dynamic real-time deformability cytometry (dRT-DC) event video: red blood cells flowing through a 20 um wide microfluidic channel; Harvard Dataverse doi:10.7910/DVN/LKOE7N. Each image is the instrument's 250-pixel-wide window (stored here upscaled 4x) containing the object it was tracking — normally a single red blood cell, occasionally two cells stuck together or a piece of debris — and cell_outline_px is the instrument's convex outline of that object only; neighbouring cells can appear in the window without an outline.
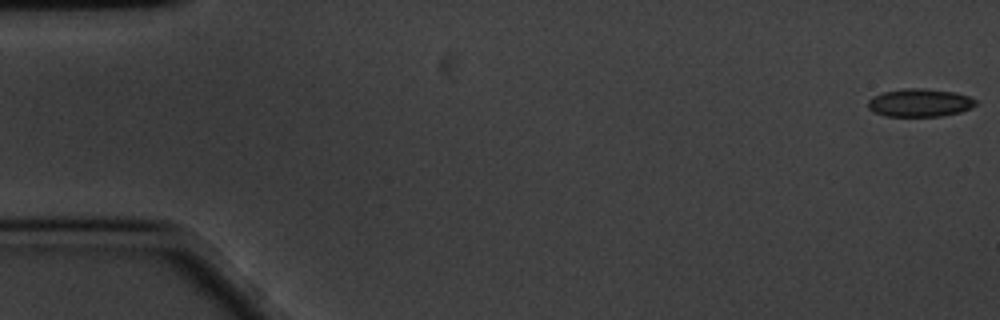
{"species": "common noctule bat (a hibernating species)", "species_latin": "Nyctalus noctula", "temperature_condition": "cold", "stored_images_in_passage": 59, "camera_frame_rate_fps": 3000, "um_per_image_px": 0.085, "animal": {"sex": "male", "body_mass_g": 20.1, "forearm_length_mm": 53.5}, "frame": {"image": 1, "passage_image": 1, "time_ms": 0.0, "image_size_px": [1000, 320], "cell_outline_px": [[976, 104], [960, 112], [940, 116], [884, 116], [872, 112], [868, 108], [868, 100], [872, 96], [884, 92], [904, 88], [924, 88], [956, 92], [968, 96], [976, 100]], "centroid_in_image_um": [78.13, 8.73], "position_along_channel_um": 6.9, "area_um2": 17.63}}
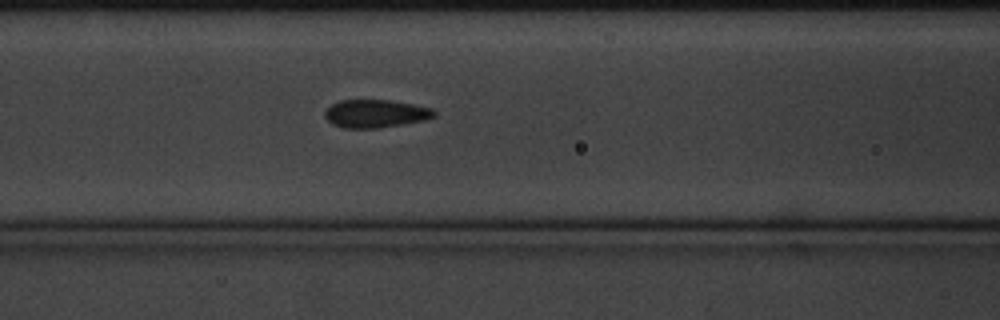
{"frame": {"image": 2, "passage_image": 24, "time_ms": 7.667, "image_size_px": [1000, 320], "cell_outline_px": [[436, 116], [424, 120], [376, 128], [344, 128], [332, 124], [324, 116], [324, 112], [332, 104], [340, 100], [388, 100], [412, 104], [432, 108], [436, 112]], "centroid_in_image_um": [31.9, 9.65], "position_along_channel_um": 134.7, "area_um2": 17.69}}
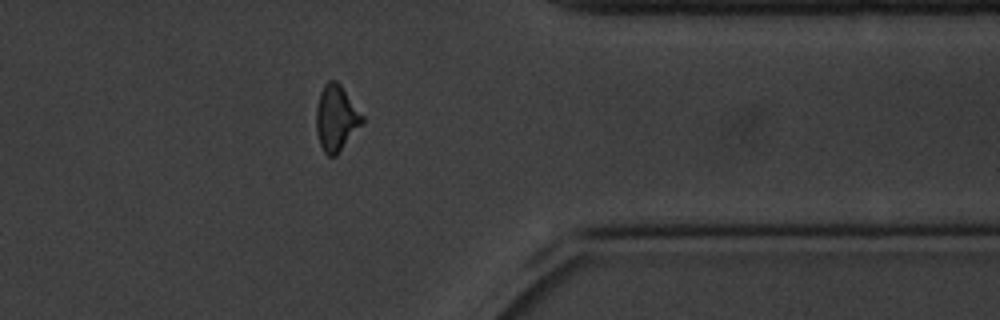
{"frame": {"image": 3, "passage_image": 47, "time_ms": 15.333, "image_size_px": [1000, 320], "cell_outline_px": [[364, 120], [336, 156], [328, 156], [324, 152], [320, 144], [316, 132], [316, 108], [320, 92], [324, 84], [328, 80], [336, 80], [340, 84], [364, 116]], "centroid_in_image_um": [28.55, 10.02], "position_along_channel_um": 382.8, "area_um2": 17.51}, "authors_computed_cell_mechanics": {"area_um2": 17.5134, "velocity_mm_per_s": 3.4009, "shape_relaxation_time_tau1_ms": 3.2729, "shape_relaxation_time_tau2_ms": 1.2252, "deformation_change_tau1": 0.1043, "deformation_change_tau2": 0.0746}}